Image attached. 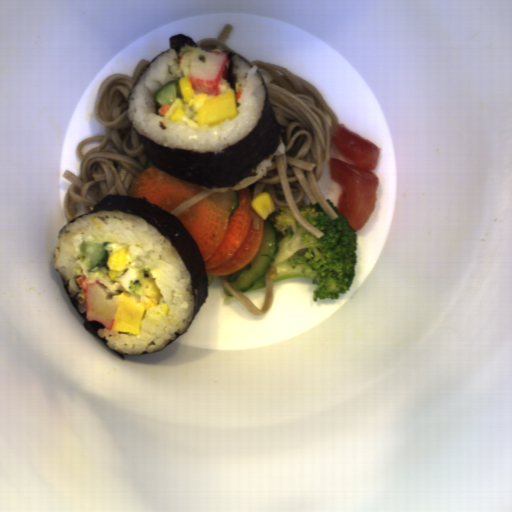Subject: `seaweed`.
Instances as JSON below:
<instances>
[{"instance_id":"1faa68ee","label":"seaweed","mask_w":512,"mask_h":512,"mask_svg":"<svg viewBox=\"0 0 512 512\" xmlns=\"http://www.w3.org/2000/svg\"><path fill=\"white\" fill-rule=\"evenodd\" d=\"M190 45L197 48L194 39L188 35L174 34L169 37V49L153 57L137 75L128 95L125 115L129 109L130 94L138 84L143 72L152 62L167 52L174 50L180 54L181 47ZM265 89V102L262 116L254 128L245 136L220 150L223 152H196L194 150L166 147L141 132L128 121L143 147L146 159L161 172L193 185L213 187H234L247 177L258 176L254 169L276 152L280 144L282 128L270 103L268 85L257 69Z\"/></svg>"},{"instance_id":"45ffbabd","label":"seaweed","mask_w":512,"mask_h":512,"mask_svg":"<svg viewBox=\"0 0 512 512\" xmlns=\"http://www.w3.org/2000/svg\"><path fill=\"white\" fill-rule=\"evenodd\" d=\"M115 209L126 213L137 215L151 224L162 236L171 242L178 252L183 264L191 276V292L194 297L193 316L189 326L183 333H176L175 340H171L163 349L154 352L164 351L182 335L188 332L196 319L200 308L206 303L209 296V281L206 268V260L196 242L182 221L157 204H152L146 197H130L123 194H110L96 203L92 210L73 217L59 231L58 238L63 229L70 223H75L77 218L97 213L98 211H113ZM148 354L145 350L140 355Z\"/></svg>"},{"instance_id":"7513b1e5","label":"seaweed","mask_w":512,"mask_h":512,"mask_svg":"<svg viewBox=\"0 0 512 512\" xmlns=\"http://www.w3.org/2000/svg\"><path fill=\"white\" fill-rule=\"evenodd\" d=\"M56 272L57 274L60 276L61 280H62V284H63V287L75 309V311L79 314V316L83 319V326L85 328L86 331H88L91 335H93L96 339H98L103 345H105L112 353H114L117 357H119L120 359H122L123 361L125 360L126 356L125 354L121 353V352H118L110 347L107 346L106 342H107V339L106 337L104 336V338H100L98 336V333H97V330L99 328H106L104 327L103 325H101L100 323H98L97 321H87L86 319V309L84 310V312H80L79 308H78V304H79V301H78V298H77V295L79 293V291L77 293L74 294V296H71V293H70V290H69V280H67L60 272V270H57L56 269Z\"/></svg>"},{"instance_id":"ac131d1f","label":"seaweed","mask_w":512,"mask_h":512,"mask_svg":"<svg viewBox=\"0 0 512 512\" xmlns=\"http://www.w3.org/2000/svg\"><path fill=\"white\" fill-rule=\"evenodd\" d=\"M222 53H227L229 62H230V68H229V76H228V82L232 88L236 92V82L238 80L237 76L234 73V59H232L234 56L240 57L242 60H244L250 67H254L250 61H248L245 57L242 55L233 52V51H223Z\"/></svg>"}]
</instances>
